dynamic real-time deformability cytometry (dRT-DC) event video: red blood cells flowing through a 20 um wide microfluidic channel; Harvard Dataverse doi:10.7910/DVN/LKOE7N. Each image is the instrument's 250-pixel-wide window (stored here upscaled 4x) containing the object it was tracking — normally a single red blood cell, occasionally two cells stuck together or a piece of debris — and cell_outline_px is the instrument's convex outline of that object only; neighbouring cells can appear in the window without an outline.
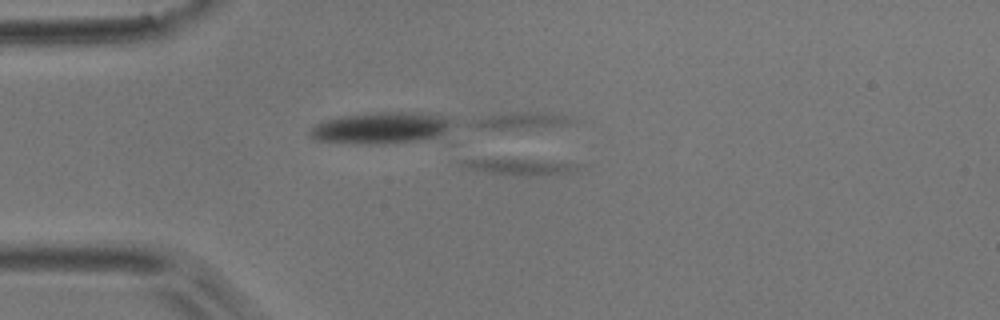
{"species": "common noctule bat (a hibernating species)", "species_latin": "Nyctalus noctula", "temperature_condition": "room temperature", "stored_images_in_passage": 8, "camera_frame_rate_fps": 3000, "um_per_image_px": 0.085, "animal": {"sex": "male", "body_mass_g": 17.9}, "frame": {"image": 1, "passage_image": 1, "time_ms": 0.0, "image_size_px": [1000, 320], "cell_outline_px": [[584, 164], [572, 172], [532, 176], [516, 176], [488, 172], [468, 168], [460, 164], [456, 160], [460, 156], [464, 156], [536, 160]], "centroid_in_image_um": [43.94, 14.12], "position_along_channel_um": 41.1, "area_um2": 11.79}}